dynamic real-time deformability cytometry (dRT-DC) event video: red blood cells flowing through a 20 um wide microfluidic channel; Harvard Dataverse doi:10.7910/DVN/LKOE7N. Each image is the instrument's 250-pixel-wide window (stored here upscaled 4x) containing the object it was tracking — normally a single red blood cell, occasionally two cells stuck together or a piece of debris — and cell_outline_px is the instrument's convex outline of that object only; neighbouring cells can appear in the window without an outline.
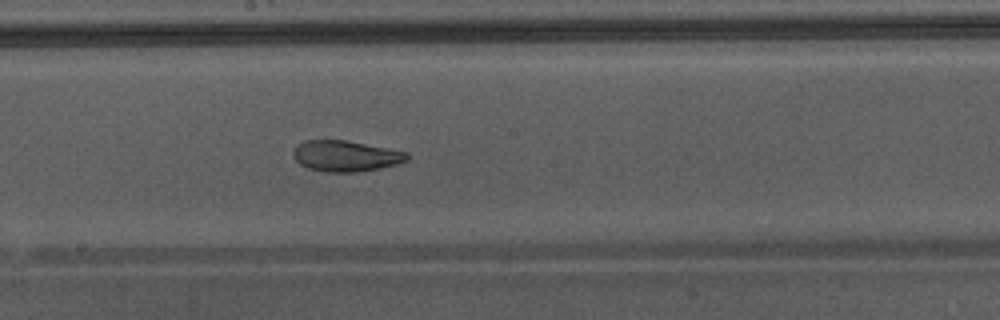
{"species": "Egyptian fruit bat (a non-hibernating species)", "species_latin": "Rousettus aegyptiacus", "temperature_condition": "warm", "stored_images_in_passage": 48, "camera_frame_rate_fps": 3000, "um_per_image_px": 0.085, "animal": {"sex": "male"}, "frame": {"image": 1, "passage_image": 28, "time_ms": 9.0, "image_size_px": [1000, 320], "cell_outline_px": [[408, 160], [396, 164], [380, 168], [356, 172], [324, 172], [308, 168], [300, 164], [292, 156], [292, 152], [296, 144], [304, 140], [348, 140], [408, 152]], "centroid_in_image_um": [29.35, 13.25], "position_along_channel_um": 218.9, "area_um2": 20.69}, "authors_computed_cell_mechanics": {"area_um2": 26.9637, "velocity_mm_per_s": 4.3575, "shape_relaxation_time_tau1_ms": 7.8622, "shape_relaxation_time_tau2_ms": 1.7701, "deformation_change_tau1": 0.2121, "deformation_change_tau2": 0.0676}}